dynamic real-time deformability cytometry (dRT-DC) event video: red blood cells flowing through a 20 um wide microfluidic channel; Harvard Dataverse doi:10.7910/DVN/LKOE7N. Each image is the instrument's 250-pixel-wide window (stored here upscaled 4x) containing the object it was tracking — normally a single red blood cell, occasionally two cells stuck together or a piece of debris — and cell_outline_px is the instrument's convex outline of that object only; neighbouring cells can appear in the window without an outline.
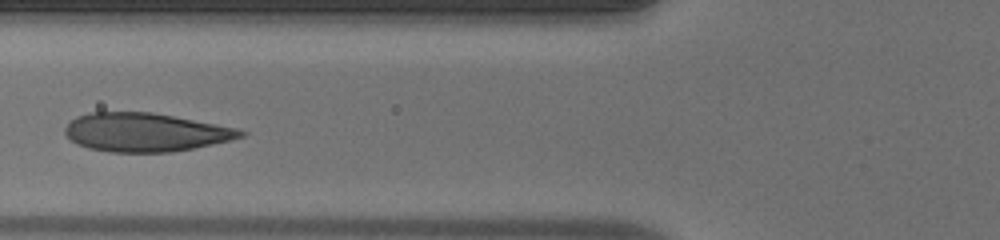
{"species": "human", "species_latin": "Homo sapiens", "temperature_condition": "warm", "stored_images_in_passage": 30, "camera_frame_rate_fps": 3000, "um_per_image_px": 0.085, "donor": {"sex": "male"}, "frame": {"image": 1, "passage_image": 8, "time_ms": 2.333, "image_size_px": [1000, 240], "cell_outline_px": [[248, 132], [244, 136], [228, 140], [192, 148], [172, 152], [112, 152], [88, 148], [76, 144], [64, 132], [64, 128], [76, 116], [88, 112], [152, 112], [236, 128]], "centroid_in_image_um": [12.31, 11.24], "position_along_channel_um": 113.5, "area_um2": 39.13}}
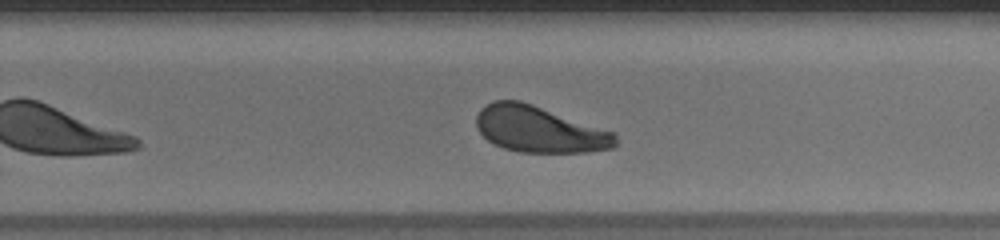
{"frame": {"image": 2, "passage_image": 21, "time_ms": 6.667, "image_size_px": [1000, 240], "cell_outline_px": [[616, 144], [612, 148], [584, 152], [520, 152], [504, 148], [492, 144], [476, 128], [476, 116], [480, 108], [492, 100], [520, 100], [616, 132]], "centroid_in_image_um": [45.82, 10.98], "position_along_channel_um": 284.0, "area_um2": 37.63}}
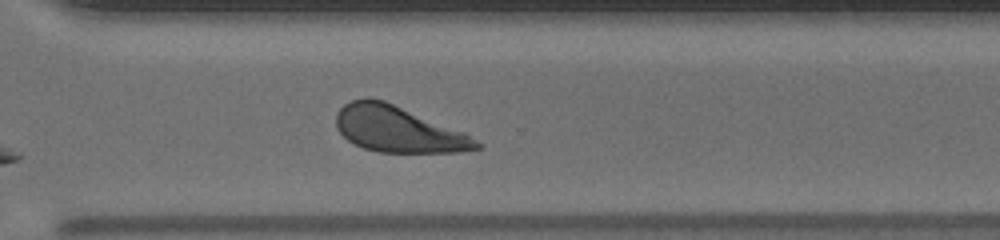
{"frame": {"image": 3, "passage_image": 25, "time_ms": 8.0, "image_size_px": [1000, 240], "cell_outline_px": [[484, 148], [456, 152], [380, 152], [364, 148], [348, 140], [336, 128], [336, 112], [344, 104], [352, 100], [368, 96], [384, 100], [464, 132], [484, 144]], "centroid_in_image_um": [33.84, 10.98], "position_along_channel_um": 336.8, "area_um2": 37.63}, "authors_computed_cell_mechanics": {"area_um2": 39.1306, "velocity_mm_per_s": 3.9475, "shape_relaxation_time_tau1_ms": 3.0352, "shape_relaxation_time_tau2_ms": null, "deformation_change_tau1": 0.1347, "deformation_change_tau2": null}}